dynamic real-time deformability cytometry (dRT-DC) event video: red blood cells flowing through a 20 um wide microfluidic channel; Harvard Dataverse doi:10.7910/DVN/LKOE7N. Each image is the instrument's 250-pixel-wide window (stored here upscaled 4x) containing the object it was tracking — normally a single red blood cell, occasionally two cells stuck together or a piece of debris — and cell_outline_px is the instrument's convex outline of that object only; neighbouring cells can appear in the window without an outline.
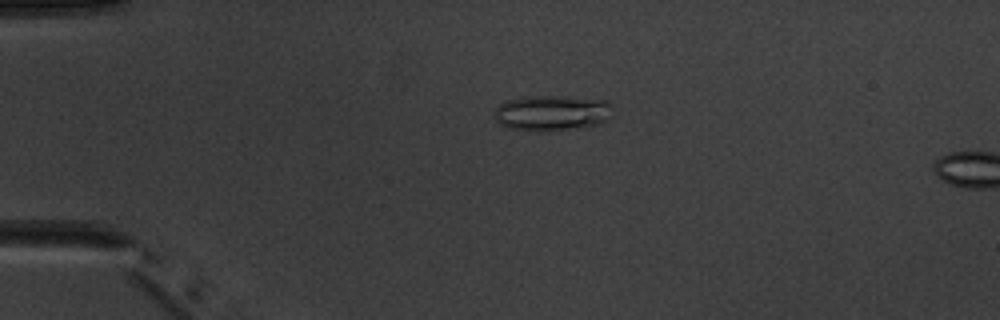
{"species": "common noctule bat (a hibernating species)", "species_latin": "Nyctalus noctula", "temperature_condition": "warm", "stored_images_in_passage": 4, "camera_frame_rate_fps": 3000, "um_per_image_px": 0.085, "animal": {"sex": "male", "body_mass_g": 20.1, "forearm_length_mm": 53.5}, "frame": {"image": 1, "passage_image": 3, "time_ms": 4.0, "image_size_px": [1000, 320], "cell_outline_px": [[612, 116], [608, 120], [600, 124], [584, 128], [508, 128], [500, 124], [496, 120], [496, 108], [500, 104], [508, 100], [528, 96], [560, 96], [608, 100]], "centroid_in_image_um": [46.99, 9.56], "position_along_channel_um": 38.0, "area_um2": 23.7}}